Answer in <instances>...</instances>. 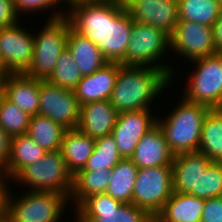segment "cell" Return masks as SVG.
<instances>
[{"instance_id":"6da1fadb","label":"cell","mask_w":222,"mask_h":222,"mask_svg":"<svg viewBox=\"0 0 222 222\" xmlns=\"http://www.w3.org/2000/svg\"><path fill=\"white\" fill-rule=\"evenodd\" d=\"M67 4L71 28L97 45L108 62L121 63L133 25L123 0H70Z\"/></svg>"},{"instance_id":"7a4b0ae2","label":"cell","mask_w":222,"mask_h":222,"mask_svg":"<svg viewBox=\"0 0 222 222\" xmlns=\"http://www.w3.org/2000/svg\"><path fill=\"white\" fill-rule=\"evenodd\" d=\"M172 80V77L160 68L120 64L115 87L109 99L110 104L119 113L151 110L154 100L162 95L161 92H164L167 86L172 85Z\"/></svg>"},{"instance_id":"3957f363","label":"cell","mask_w":222,"mask_h":222,"mask_svg":"<svg viewBox=\"0 0 222 222\" xmlns=\"http://www.w3.org/2000/svg\"><path fill=\"white\" fill-rule=\"evenodd\" d=\"M166 118H157L170 150L174 155L198 151L204 119L211 110L184 97Z\"/></svg>"},{"instance_id":"277c9868","label":"cell","mask_w":222,"mask_h":222,"mask_svg":"<svg viewBox=\"0 0 222 222\" xmlns=\"http://www.w3.org/2000/svg\"><path fill=\"white\" fill-rule=\"evenodd\" d=\"M167 50L170 51L168 33L149 24L133 22L125 59L120 64L160 68L174 79L175 68L162 62L163 55L165 57V54H169Z\"/></svg>"},{"instance_id":"5b68a950","label":"cell","mask_w":222,"mask_h":222,"mask_svg":"<svg viewBox=\"0 0 222 222\" xmlns=\"http://www.w3.org/2000/svg\"><path fill=\"white\" fill-rule=\"evenodd\" d=\"M23 185L28 191L65 194L69 198L73 189V174L68 170L60 150L48 151L43 158L26 166L12 183ZM27 185V186H26Z\"/></svg>"},{"instance_id":"8992f818","label":"cell","mask_w":222,"mask_h":222,"mask_svg":"<svg viewBox=\"0 0 222 222\" xmlns=\"http://www.w3.org/2000/svg\"><path fill=\"white\" fill-rule=\"evenodd\" d=\"M12 190L7 201V222H60L70 201L65 194L26 190L15 196Z\"/></svg>"},{"instance_id":"52a82bcc","label":"cell","mask_w":222,"mask_h":222,"mask_svg":"<svg viewBox=\"0 0 222 222\" xmlns=\"http://www.w3.org/2000/svg\"><path fill=\"white\" fill-rule=\"evenodd\" d=\"M70 23L66 16L47 19L38 33L34 32L33 61L25 75L47 80L54 72L58 57L67 48Z\"/></svg>"},{"instance_id":"ba28073f","label":"cell","mask_w":222,"mask_h":222,"mask_svg":"<svg viewBox=\"0 0 222 222\" xmlns=\"http://www.w3.org/2000/svg\"><path fill=\"white\" fill-rule=\"evenodd\" d=\"M196 65L187 78L183 97L210 109H222V53L191 61Z\"/></svg>"},{"instance_id":"9c48e42d","label":"cell","mask_w":222,"mask_h":222,"mask_svg":"<svg viewBox=\"0 0 222 222\" xmlns=\"http://www.w3.org/2000/svg\"><path fill=\"white\" fill-rule=\"evenodd\" d=\"M74 210L75 222H149L153 218L145 209L105 193L86 197Z\"/></svg>"},{"instance_id":"30bf717a","label":"cell","mask_w":222,"mask_h":222,"mask_svg":"<svg viewBox=\"0 0 222 222\" xmlns=\"http://www.w3.org/2000/svg\"><path fill=\"white\" fill-rule=\"evenodd\" d=\"M173 192L172 166L138 168L132 204L155 217Z\"/></svg>"},{"instance_id":"8fae6325","label":"cell","mask_w":222,"mask_h":222,"mask_svg":"<svg viewBox=\"0 0 222 222\" xmlns=\"http://www.w3.org/2000/svg\"><path fill=\"white\" fill-rule=\"evenodd\" d=\"M39 113L62 125L65 129H77L80 105L73 90L40 80Z\"/></svg>"},{"instance_id":"7c38bea8","label":"cell","mask_w":222,"mask_h":222,"mask_svg":"<svg viewBox=\"0 0 222 222\" xmlns=\"http://www.w3.org/2000/svg\"><path fill=\"white\" fill-rule=\"evenodd\" d=\"M22 26L0 28V57L10 74L25 73L33 61L34 33Z\"/></svg>"},{"instance_id":"4fadbf2b","label":"cell","mask_w":222,"mask_h":222,"mask_svg":"<svg viewBox=\"0 0 222 222\" xmlns=\"http://www.w3.org/2000/svg\"><path fill=\"white\" fill-rule=\"evenodd\" d=\"M178 58L192 61L216 54L211 26L196 22L179 21L170 35V51Z\"/></svg>"},{"instance_id":"5bb4252c","label":"cell","mask_w":222,"mask_h":222,"mask_svg":"<svg viewBox=\"0 0 222 222\" xmlns=\"http://www.w3.org/2000/svg\"><path fill=\"white\" fill-rule=\"evenodd\" d=\"M151 112L136 110L119 113L111 135L123 159H130L142 136L157 124L158 115L154 116Z\"/></svg>"},{"instance_id":"9a60e30c","label":"cell","mask_w":222,"mask_h":222,"mask_svg":"<svg viewBox=\"0 0 222 222\" xmlns=\"http://www.w3.org/2000/svg\"><path fill=\"white\" fill-rule=\"evenodd\" d=\"M133 22L162 29L169 35L179 22L178 0H123Z\"/></svg>"},{"instance_id":"2e32d148","label":"cell","mask_w":222,"mask_h":222,"mask_svg":"<svg viewBox=\"0 0 222 222\" xmlns=\"http://www.w3.org/2000/svg\"><path fill=\"white\" fill-rule=\"evenodd\" d=\"M175 155L170 150L158 123L142 136L130 160L138 168L172 166Z\"/></svg>"},{"instance_id":"e0dca14e","label":"cell","mask_w":222,"mask_h":222,"mask_svg":"<svg viewBox=\"0 0 222 222\" xmlns=\"http://www.w3.org/2000/svg\"><path fill=\"white\" fill-rule=\"evenodd\" d=\"M119 69L120 63L108 62L94 73L82 77L73 90L79 105L109 100Z\"/></svg>"},{"instance_id":"ac0fdd59","label":"cell","mask_w":222,"mask_h":222,"mask_svg":"<svg viewBox=\"0 0 222 222\" xmlns=\"http://www.w3.org/2000/svg\"><path fill=\"white\" fill-rule=\"evenodd\" d=\"M213 161L199 151L175 155L172 163L174 192L197 197V180Z\"/></svg>"},{"instance_id":"d6986e66","label":"cell","mask_w":222,"mask_h":222,"mask_svg":"<svg viewBox=\"0 0 222 222\" xmlns=\"http://www.w3.org/2000/svg\"><path fill=\"white\" fill-rule=\"evenodd\" d=\"M119 112L109 100L89 102L80 106L77 129L91 138L111 135Z\"/></svg>"},{"instance_id":"ffe728a7","label":"cell","mask_w":222,"mask_h":222,"mask_svg":"<svg viewBox=\"0 0 222 222\" xmlns=\"http://www.w3.org/2000/svg\"><path fill=\"white\" fill-rule=\"evenodd\" d=\"M5 97L29 116L39 113L40 79L24 73L9 74L2 82Z\"/></svg>"},{"instance_id":"44dd1931","label":"cell","mask_w":222,"mask_h":222,"mask_svg":"<svg viewBox=\"0 0 222 222\" xmlns=\"http://www.w3.org/2000/svg\"><path fill=\"white\" fill-rule=\"evenodd\" d=\"M204 206L205 199L173 192L155 217L160 222H201Z\"/></svg>"},{"instance_id":"7402d4cb","label":"cell","mask_w":222,"mask_h":222,"mask_svg":"<svg viewBox=\"0 0 222 222\" xmlns=\"http://www.w3.org/2000/svg\"><path fill=\"white\" fill-rule=\"evenodd\" d=\"M67 48L82 77L94 73L108 63L97 45L71 27L67 38Z\"/></svg>"},{"instance_id":"603a6c76","label":"cell","mask_w":222,"mask_h":222,"mask_svg":"<svg viewBox=\"0 0 222 222\" xmlns=\"http://www.w3.org/2000/svg\"><path fill=\"white\" fill-rule=\"evenodd\" d=\"M95 139L78 129L66 130L61 144V153L68 170L75 175L83 169L93 153Z\"/></svg>"},{"instance_id":"cb8c5ba5","label":"cell","mask_w":222,"mask_h":222,"mask_svg":"<svg viewBox=\"0 0 222 222\" xmlns=\"http://www.w3.org/2000/svg\"><path fill=\"white\" fill-rule=\"evenodd\" d=\"M45 153L27 134L13 136L8 166L4 172L13 180L26 166L41 160Z\"/></svg>"},{"instance_id":"d4e9b609","label":"cell","mask_w":222,"mask_h":222,"mask_svg":"<svg viewBox=\"0 0 222 222\" xmlns=\"http://www.w3.org/2000/svg\"><path fill=\"white\" fill-rule=\"evenodd\" d=\"M65 129L47 116L37 114L29 120L27 135L46 152L61 149Z\"/></svg>"},{"instance_id":"484cf974","label":"cell","mask_w":222,"mask_h":222,"mask_svg":"<svg viewBox=\"0 0 222 222\" xmlns=\"http://www.w3.org/2000/svg\"><path fill=\"white\" fill-rule=\"evenodd\" d=\"M138 167L130 159H122L110 172L105 194L122 203H132Z\"/></svg>"},{"instance_id":"4316f807","label":"cell","mask_w":222,"mask_h":222,"mask_svg":"<svg viewBox=\"0 0 222 222\" xmlns=\"http://www.w3.org/2000/svg\"><path fill=\"white\" fill-rule=\"evenodd\" d=\"M110 172L111 170L100 169L97 171H78L73 175V189L69 202L75 203L74 209L86 197L105 193L110 183Z\"/></svg>"},{"instance_id":"83f0119b","label":"cell","mask_w":222,"mask_h":222,"mask_svg":"<svg viewBox=\"0 0 222 222\" xmlns=\"http://www.w3.org/2000/svg\"><path fill=\"white\" fill-rule=\"evenodd\" d=\"M198 151L215 162L222 158V109H211L206 115Z\"/></svg>"},{"instance_id":"f1b7e54d","label":"cell","mask_w":222,"mask_h":222,"mask_svg":"<svg viewBox=\"0 0 222 222\" xmlns=\"http://www.w3.org/2000/svg\"><path fill=\"white\" fill-rule=\"evenodd\" d=\"M222 11L218 0H178L179 21L213 26Z\"/></svg>"},{"instance_id":"f546056e","label":"cell","mask_w":222,"mask_h":222,"mask_svg":"<svg viewBox=\"0 0 222 222\" xmlns=\"http://www.w3.org/2000/svg\"><path fill=\"white\" fill-rule=\"evenodd\" d=\"M123 157L119 154L116 140L112 135L95 139L94 150L86 165L79 171L112 170Z\"/></svg>"},{"instance_id":"4dcf8cb0","label":"cell","mask_w":222,"mask_h":222,"mask_svg":"<svg viewBox=\"0 0 222 222\" xmlns=\"http://www.w3.org/2000/svg\"><path fill=\"white\" fill-rule=\"evenodd\" d=\"M82 75L79 72L71 52L66 48L58 57L54 72L47 79L53 85L74 90Z\"/></svg>"},{"instance_id":"1f68e13d","label":"cell","mask_w":222,"mask_h":222,"mask_svg":"<svg viewBox=\"0 0 222 222\" xmlns=\"http://www.w3.org/2000/svg\"><path fill=\"white\" fill-rule=\"evenodd\" d=\"M30 117L4 96L0 105V126L10 137L26 134Z\"/></svg>"},{"instance_id":"d6a6232c","label":"cell","mask_w":222,"mask_h":222,"mask_svg":"<svg viewBox=\"0 0 222 222\" xmlns=\"http://www.w3.org/2000/svg\"><path fill=\"white\" fill-rule=\"evenodd\" d=\"M222 196V164L213 161L197 180V197L210 199Z\"/></svg>"},{"instance_id":"836d02e7","label":"cell","mask_w":222,"mask_h":222,"mask_svg":"<svg viewBox=\"0 0 222 222\" xmlns=\"http://www.w3.org/2000/svg\"><path fill=\"white\" fill-rule=\"evenodd\" d=\"M13 2H14V8L18 15H21L22 13L25 14L28 12L39 13V12H42L43 10H46V11H48L49 9L54 10V8H55V11H53L51 15L49 16V18L47 19L60 18V17L66 16L67 14V11L65 10L66 8L64 7V10H63L59 5L62 2L63 4L66 3V6H67L68 2L66 0H13ZM57 5L61 9H59Z\"/></svg>"},{"instance_id":"e575fe53","label":"cell","mask_w":222,"mask_h":222,"mask_svg":"<svg viewBox=\"0 0 222 222\" xmlns=\"http://www.w3.org/2000/svg\"><path fill=\"white\" fill-rule=\"evenodd\" d=\"M201 222H222V196L205 199Z\"/></svg>"},{"instance_id":"d590c367","label":"cell","mask_w":222,"mask_h":222,"mask_svg":"<svg viewBox=\"0 0 222 222\" xmlns=\"http://www.w3.org/2000/svg\"><path fill=\"white\" fill-rule=\"evenodd\" d=\"M19 15L14 8L13 0H0V28H5L18 23Z\"/></svg>"},{"instance_id":"8d00e7d4","label":"cell","mask_w":222,"mask_h":222,"mask_svg":"<svg viewBox=\"0 0 222 222\" xmlns=\"http://www.w3.org/2000/svg\"><path fill=\"white\" fill-rule=\"evenodd\" d=\"M11 181L9 176L0 170V221H6L7 218V201L12 187L9 184Z\"/></svg>"},{"instance_id":"74e56055","label":"cell","mask_w":222,"mask_h":222,"mask_svg":"<svg viewBox=\"0 0 222 222\" xmlns=\"http://www.w3.org/2000/svg\"><path fill=\"white\" fill-rule=\"evenodd\" d=\"M11 137L0 126V170L5 171L8 166Z\"/></svg>"},{"instance_id":"f35d334b","label":"cell","mask_w":222,"mask_h":222,"mask_svg":"<svg viewBox=\"0 0 222 222\" xmlns=\"http://www.w3.org/2000/svg\"><path fill=\"white\" fill-rule=\"evenodd\" d=\"M213 40L217 53H222V11L212 26Z\"/></svg>"},{"instance_id":"ab89813d","label":"cell","mask_w":222,"mask_h":222,"mask_svg":"<svg viewBox=\"0 0 222 222\" xmlns=\"http://www.w3.org/2000/svg\"><path fill=\"white\" fill-rule=\"evenodd\" d=\"M9 74L0 57V84Z\"/></svg>"},{"instance_id":"60d3db41","label":"cell","mask_w":222,"mask_h":222,"mask_svg":"<svg viewBox=\"0 0 222 222\" xmlns=\"http://www.w3.org/2000/svg\"><path fill=\"white\" fill-rule=\"evenodd\" d=\"M5 94H4V88L3 86L0 84V105H1V102L4 98Z\"/></svg>"},{"instance_id":"b9f144b4","label":"cell","mask_w":222,"mask_h":222,"mask_svg":"<svg viewBox=\"0 0 222 222\" xmlns=\"http://www.w3.org/2000/svg\"><path fill=\"white\" fill-rule=\"evenodd\" d=\"M149 222H160L156 217H153Z\"/></svg>"},{"instance_id":"7bdbcfd3","label":"cell","mask_w":222,"mask_h":222,"mask_svg":"<svg viewBox=\"0 0 222 222\" xmlns=\"http://www.w3.org/2000/svg\"><path fill=\"white\" fill-rule=\"evenodd\" d=\"M219 4L222 6V0H218Z\"/></svg>"}]
</instances>
